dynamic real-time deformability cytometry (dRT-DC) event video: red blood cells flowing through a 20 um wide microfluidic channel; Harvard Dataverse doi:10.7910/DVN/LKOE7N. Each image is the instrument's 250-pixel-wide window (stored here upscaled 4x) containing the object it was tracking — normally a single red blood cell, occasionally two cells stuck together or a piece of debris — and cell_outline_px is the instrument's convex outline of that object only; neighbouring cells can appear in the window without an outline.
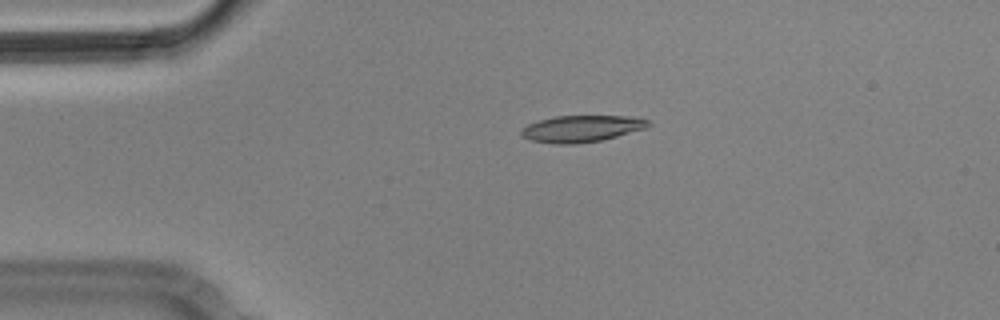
{"species": "Egyptian fruit bat (a non-hibernating species)", "species_latin": "Rousettus aegyptiacus", "temperature_condition": "cold", "stored_images_in_passage": 2, "camera_frame_rate_fps": 3000, "um_per_image_px": 0.085, "animal": {"sex": "male"}, "frame": {"image": 1, "passage_image": 1, "time_ms": 0.0, "image_size_px": [1000, 320], "cell_outline_px": [[652, 124], [644, 128], [616, 136], [600, 140], [576, 144], [556, 144], [532, 140], [520, 136], [520, 128], [528, 124], [540, 120], [556, 116], [632, 116], [648, 120]], "centroid_in_image_um": [49.39, 10.93], "position_along_channel_um": 35.6, "area_um2": 19.59}}